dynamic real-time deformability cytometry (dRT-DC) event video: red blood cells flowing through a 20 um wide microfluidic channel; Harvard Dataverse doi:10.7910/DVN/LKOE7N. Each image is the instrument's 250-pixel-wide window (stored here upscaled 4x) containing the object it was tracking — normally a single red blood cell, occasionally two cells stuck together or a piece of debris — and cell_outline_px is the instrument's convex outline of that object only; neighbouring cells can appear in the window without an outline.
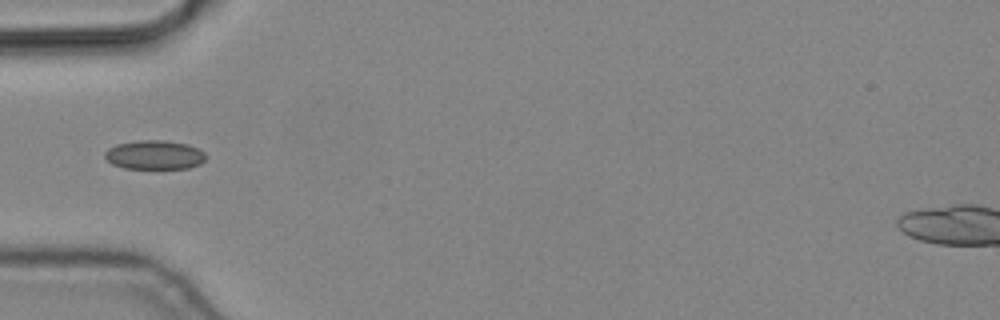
{"species": "common noctule bat (a hibernating species)", "species_latin": "Nyctalus noctula", "temperature_condition": "cold", "stored_images_in_passage": 6, "camera_frame_rate_fps": 3000, "um_per_image_px": 0.085, "animal": {"sex": "male", "body_mass_g": 19.2, "forearm_length_mm": 51.8}, "frame": {"image": 1, "passage_image": 1, "time_ms": 0.0, "image_size_px": [1000, 320], "cell_outline_px": [[208, 156], [200, 164], [188, 168], [124, 168], [112, 164], [104, 156], [104, 152], [108, 148], [116, 144], [136, 140], [164, 140], [188, 144], [200, 148]], "centroid_in_image_um": [13.15, 13.15], "position_along_channel_um": 71.9, "area_um2": 17.28}}
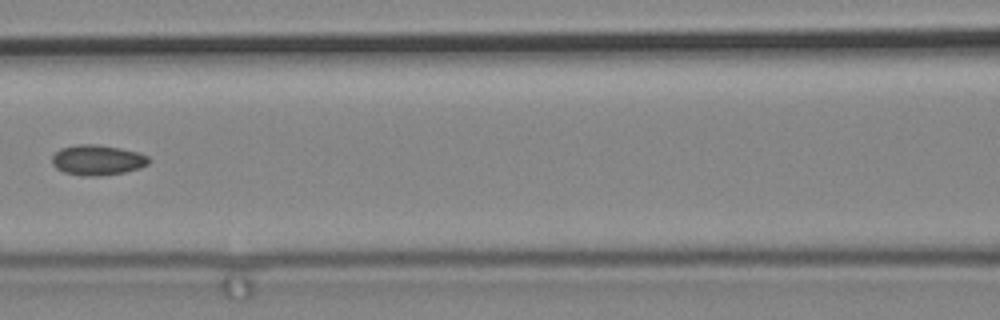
{"frame": {"image": 2, "passage_image": 3, "time_ms": 0.667, "image_size_px": [1000, 320], "cell_outline_px": [[148, 164], [140, 168], [124, 172], [100, 176], [84, 176], [64, 172], [56, 168], [52, 164], [52, 156], [60, 148], [76, 144], [96, 144], [120, 148], [136, 152], [148, 156]], "centroid_in_image_um": [8.25, 13.6], "position_along_channel_um": 158.4, "area_um2": 17.05}}
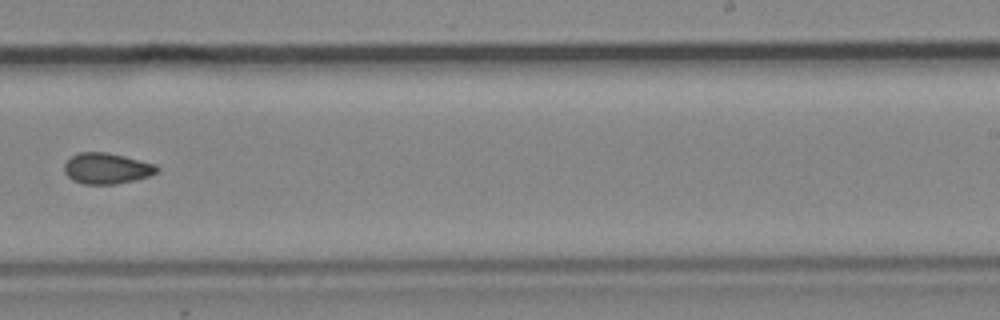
{"frame": {"image": 3, "passage_image": 6, "time_ms": 1.667, "image_size_px": [1000, 320], "cell_outline_px": [[160, 168], [156, 172], [148, 176], [116, 184], [84, 184], [72, 180], [64, 172], [64, 164], [76, 152], [108, 152], [156, 164]], "centroid_in_image_um": [9.05, 14.3], "position_along_channel_um": 280.0, "area_um2": 16.65}}